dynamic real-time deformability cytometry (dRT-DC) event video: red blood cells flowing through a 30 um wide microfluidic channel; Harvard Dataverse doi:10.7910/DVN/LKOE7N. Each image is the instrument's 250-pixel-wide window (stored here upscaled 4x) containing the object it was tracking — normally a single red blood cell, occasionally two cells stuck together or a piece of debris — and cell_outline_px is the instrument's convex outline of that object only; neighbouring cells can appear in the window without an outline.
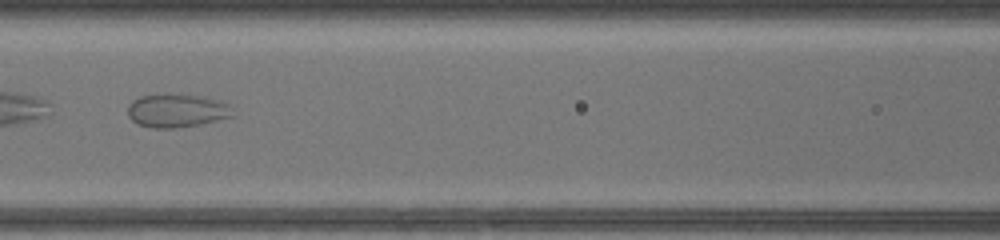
{"species": "common noctule bat (a hibernating species)", "species_latin": "Nyctalus noctula", "temperature_condition": "warm", "stored_images_in_passage": 35, "camera_frame_rate_fps": 3000, "um_per_image_px": 0.085, "animal": {"sex": "female", "body_mass_g": 17.0, "forearm_length_mm": 48.0}, "frame": {"image": 1, "passage_image": 10, "time_ms": 3.0, "image_size_px": [1000, 240], "cell_outline_px": [[232, 116], [200, 124], [176, 128], [152, 128], [140, 124], [132, 120], [128, 116], [128, 104], [132, 100], [140, 96], [204, 96], [228, 104]], "centroid_in_image_um": [14.98, 9.43], "position_along_channel_um": 151.6, "area_um2": 19.65}}
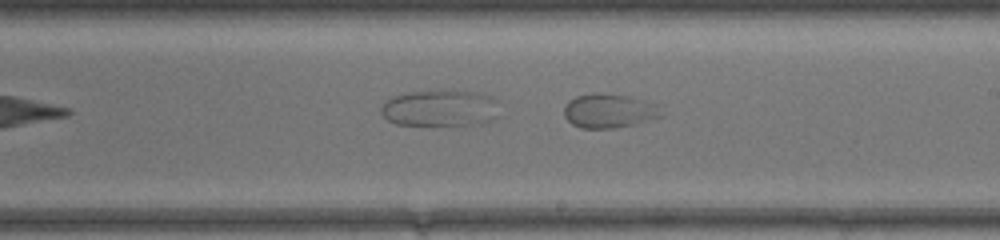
{"frame": {"image": 2, "passage_image": 16, "time_ms": 5.0, "image_size_px": [1000, 240], "cell_outline_px": [[664, 116], [632, 124], [612, 128], [580, 128], [572, 124], [564, 116], [564, 108], [568, 100], [576, 96], [628, 96], [656, 104]], "centroid_in_image_um": [51.76, 9.47], "position_along_channel_um": 237.2, "area_um2": 18.44}}
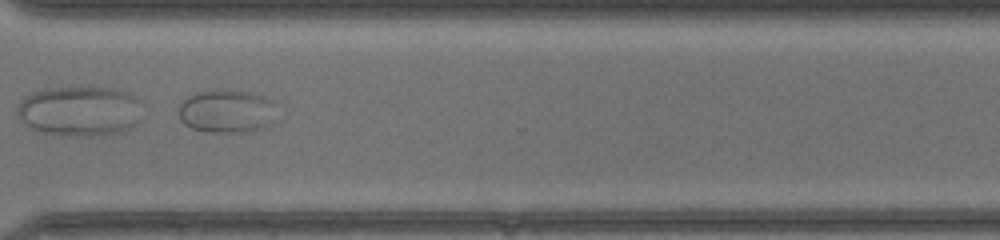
{"frame": {"image": 3, "passage_image": 24, "time_ms": 7.667, "image_size_px": [1000, 240], "cell_outline_px": [[272, 124], [252, 132], [204, 132], [192, 128], [184, 124], [180, 120], [180, 104], [188, 96], [196, 92], [252, 92], [268, 96], [272, 100]], "centroid_in_image_um": [19.27, 9.5], "position_along_channel_um": 351.3, "area_um2": 24.22}}